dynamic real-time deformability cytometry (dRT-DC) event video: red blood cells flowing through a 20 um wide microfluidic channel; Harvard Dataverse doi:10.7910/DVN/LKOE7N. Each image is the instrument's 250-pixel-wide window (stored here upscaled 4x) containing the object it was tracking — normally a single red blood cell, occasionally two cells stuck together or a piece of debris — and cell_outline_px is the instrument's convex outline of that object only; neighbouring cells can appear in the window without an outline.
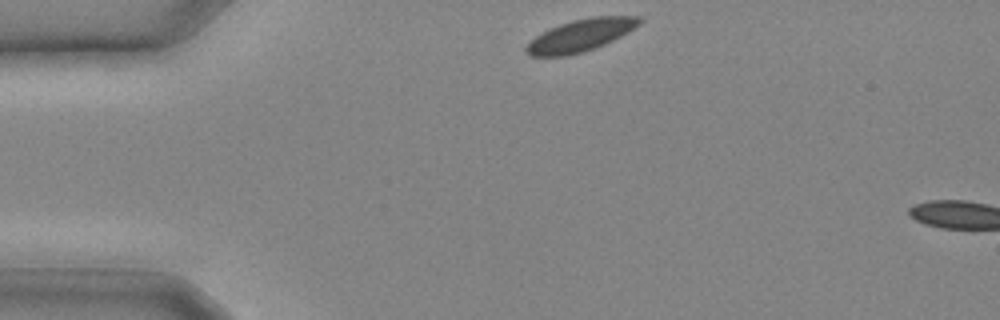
{"species": "common noctule bat (a hibernating species)", "species_latin": "Nyctalus noctula", "temperature_condition": "cold", "stored_images_in_passage": 2, "camera_frame_rate_fps": 3000, "um_per_image_px": 0.085, "animal": {"sex": "male", "body_mass_g": 20.4}, "frame": {"image": 1, "passage_image": 1, "time_ms": 0.0, "image_size_px": [1000, 320], "cell_outline_px": [[644, 20], [640, 24], [628, 32], [604, 44], [568, 56], [528, 56], [524, 52], [524, 48], [536, 36], [560, 24], [572, 20], [592, 16], [640, 16]], "centroid_in_image_um": [49.36, 3.0], "position_along_channel_um": 35.6, "area_um2": 20.98}}